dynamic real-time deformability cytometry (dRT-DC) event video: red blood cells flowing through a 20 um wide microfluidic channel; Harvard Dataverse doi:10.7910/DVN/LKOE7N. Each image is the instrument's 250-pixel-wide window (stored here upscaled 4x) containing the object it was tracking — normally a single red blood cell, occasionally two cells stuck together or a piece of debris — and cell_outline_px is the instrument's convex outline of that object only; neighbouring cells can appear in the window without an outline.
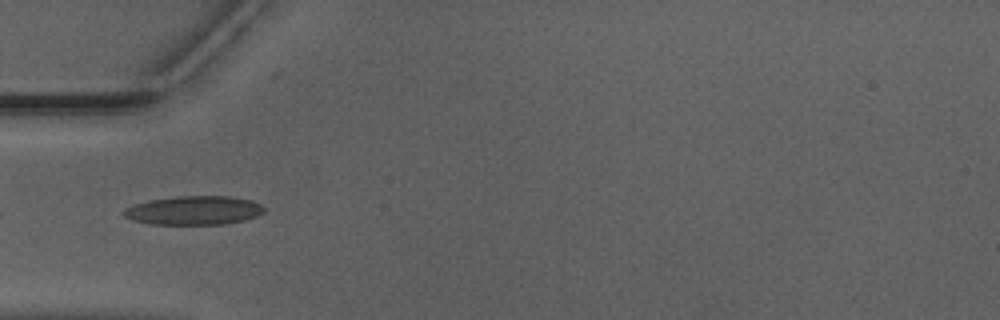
{"species": "Egyptian fruit bat (a non-hibernating species)", "species_latin": "Rousettus aegyptiacus", "temperature_condition": "warm", "stored_images_in_passage": 12, "camera_frame_rate_fps": 3000, "um_per_image_px": 0.085, "animal": {"sex": "male"}, "frame": {"image": 1, "passage_image": 1, "time_ms": 0.0, "image_size_px": [1000, 320], "cell_outline_px": [[264, 212], [256, 216], [244, 220], [224, 224], [148, 224], [132, 220], [124, 216], [124, 208], [148, 200], [176, 196], [232, 196], [252, 200], [260, 204], [264, 208]], "centroid_in_image_um": [16.48, 17.88], "position_along_channel_um": 68.5, "area_um2": 23.64}}
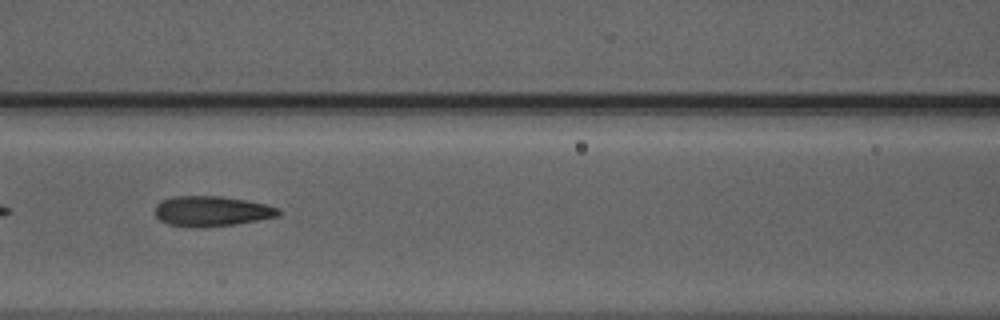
{"frame": {"image": 2, "passage_image": 7, "time_ms": 2.0, "image_size_px": [1000, 320], "cell_outline_px": [[280, 212], [276, 216], [260, 220], [236, 224], [204, 228], [200, 228], [168, 224], [160, 220], [156, 216], [156, 204], [160, 200], [176, 196], [220, 196], [244, 200], [264, 204], [280, 208]], "centroid_in_image_um": [17.97, 17.96], "position_along_channel_um": 148.6, "area_um2": 21.73}}
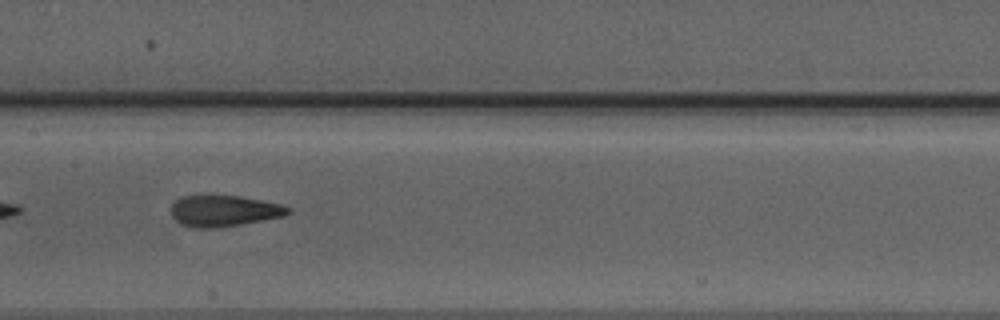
{"frame": {"image": 3, "passage_image": 10, "time_ms": 3.0, "image_size_px": [1000, 320], "cell_outline_px": [[292, 212], [284, 216], [240, 224], [216, 228], [196, 228], [180, 224], [172, 216], [172, 204], [176, 200], [184, 196], [240, 196], [280, 204], [292, 208]], "centroid_in_image_um": [19.05, 17.93], "position_along_channel_um": 188.3, "area_um2": 21.04}}